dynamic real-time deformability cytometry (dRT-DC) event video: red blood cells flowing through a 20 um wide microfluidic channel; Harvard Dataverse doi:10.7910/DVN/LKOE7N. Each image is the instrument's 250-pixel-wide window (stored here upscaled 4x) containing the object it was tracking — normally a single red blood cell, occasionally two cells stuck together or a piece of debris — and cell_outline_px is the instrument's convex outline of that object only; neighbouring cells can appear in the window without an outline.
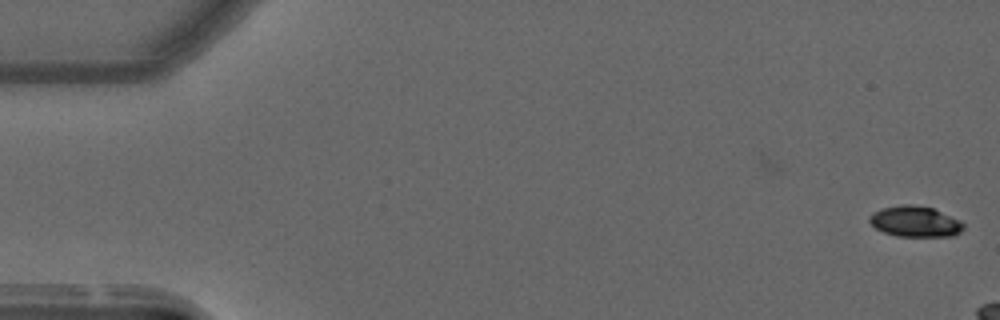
{"species": "common noctule bat (a hibernating species)", "species_latin": "Nyctalus noctula", "temperature_condition": "warm", "stored_images_in_passage": 5, "camera_frame_rate_fps": 3000, "um_per_image_px": 0.085, "animal": {"sex": "male", "forearm_length_mm": 52.5}, "frame": {"image": 1, "passage_image": 5, "time_ms": 1.333, "image_size_px": [1000, 320], "cell_outline_px": [[964, 228], [960, 232], [952, 236], [896, 236], [884, 232], [876, 228], [868, 220], [872, 212], [884, 208], [900, 204], [912, 204], [932, 208], [964, 224]], "centroid_in_image_um": [77.74, 18.83], "position_along_channel_um": 7.3, "area_um2": 16.53}}